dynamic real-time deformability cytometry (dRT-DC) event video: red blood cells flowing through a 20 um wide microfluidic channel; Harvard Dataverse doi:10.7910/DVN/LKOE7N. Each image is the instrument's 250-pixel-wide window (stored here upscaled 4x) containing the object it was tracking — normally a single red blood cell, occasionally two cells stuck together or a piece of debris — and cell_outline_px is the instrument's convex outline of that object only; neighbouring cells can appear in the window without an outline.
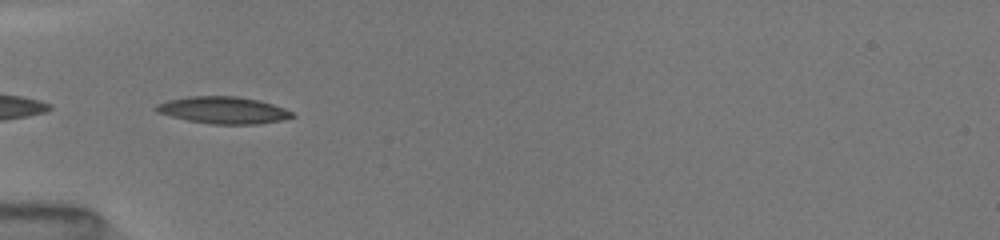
{"species": "common noctule bat (a hibernating species)", "species_latin": "Nyctalus noctula", "temperature_condition": "room temperature", "stored_images_in_passage": 13, "camera_frame_rate_fps": 3000, "um_per_image_px": 0.085, "animal": {"sex": "female", "body_mass_g": 19.5, "forearm_length_mm": 54.1}, "frame": {"image": 1, "passage_image": 12, "time_ms": 2.333, "image_size_px": [1000, 240], "cell_outline_px": [[296, 116], [284, 120], [260, 124], [208, 124], [188, 120], [156, 112], [152, 108], [156, 104], [168, 100], [188, 96], [236, 96], [260, 100], [284, 108], [292, 112]], "centroid_in_image_um": [18.98, 9.36], "position_along_channel_um": 66.0, "area_um2": 21.56}}